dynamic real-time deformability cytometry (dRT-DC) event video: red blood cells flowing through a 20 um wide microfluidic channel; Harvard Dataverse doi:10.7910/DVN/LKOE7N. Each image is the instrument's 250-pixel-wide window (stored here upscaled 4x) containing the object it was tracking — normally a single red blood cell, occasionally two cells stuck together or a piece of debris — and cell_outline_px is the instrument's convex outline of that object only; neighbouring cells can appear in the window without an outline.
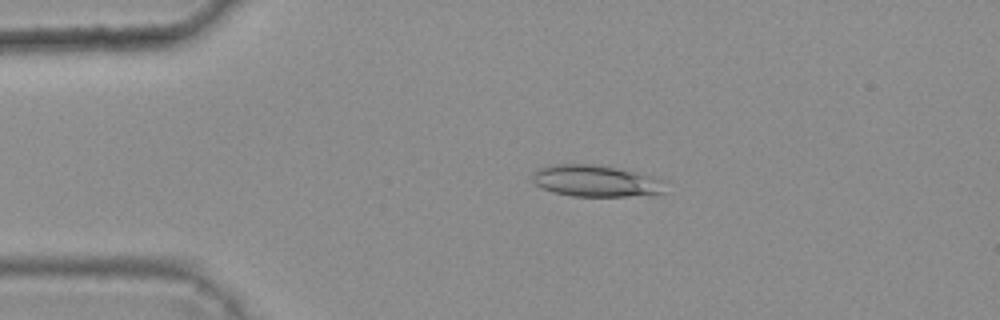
{"species": "common noctule bat (a hibernating species)", "species_latin": "Nyctalus noctula", "temperature_condition": "warm", "stored_images_in_passage": 3, "camera_frame_rate_fps": 3000, "um_per_image_px": 0.085, "animal": {"sex": "female", "body_mass_g": 25.1}, "frame": {"image": 1, "passage_image": 2, "time_ms": 0.333, "image_size_px": [1000, 320], "cell_outline_px": [[668, 180], [664, 192], [652, 196], [572, 196], [552, 192], [536, 184], [532, 180], [532, 176], [536, 168], [552, 164], [592, 164], [616, 168], [636, 172]], "centroid_in_image_um": [50.71, 15.39], "position_along_channel_um": 34.3, "area_um2": 24.91}}